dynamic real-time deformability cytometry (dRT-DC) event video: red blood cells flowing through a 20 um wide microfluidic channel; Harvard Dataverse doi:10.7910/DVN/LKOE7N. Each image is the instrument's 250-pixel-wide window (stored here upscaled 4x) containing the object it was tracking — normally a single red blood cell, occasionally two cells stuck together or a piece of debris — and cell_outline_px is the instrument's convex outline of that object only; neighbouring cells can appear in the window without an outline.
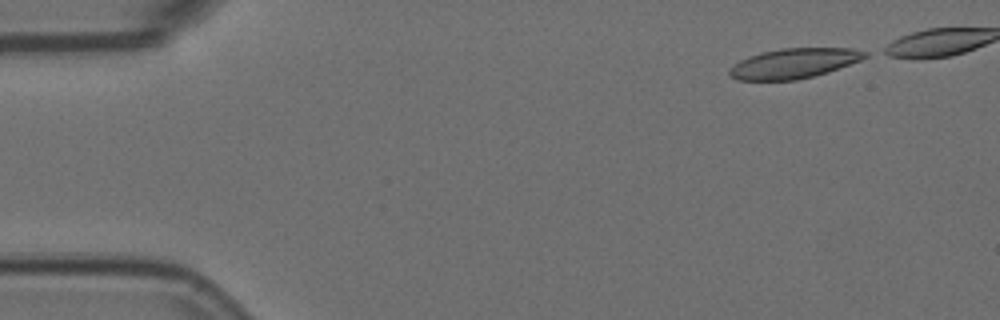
{"species": "Egyptian fruit bat (a non-hibernating species)", "species_latin": "Rousettus aegyptiacus", "temperature_condition": "room temperature", "stored_images_in_passage": 5, "camera_frame_rate_fps": 3000, "um_per_image_px": 0.085, "animal": {"sex": "female"}, "frame": {"image": 1, "passage_image": 1, "time_ms": 0.0, "image_size_px": [1000, 320], "cell_outline_px": [[868, 56], [860, 60], [828, 72], [796, 80], [736, 80], [728, 76], [728, 72], [740, 60], [748, 56], [780, 48], [852, 48], [868, 52]], "centroid_in_image_um": [67.48, 5.38], "position_along_channel_um": 17.5, "area_um2": 23.52}}